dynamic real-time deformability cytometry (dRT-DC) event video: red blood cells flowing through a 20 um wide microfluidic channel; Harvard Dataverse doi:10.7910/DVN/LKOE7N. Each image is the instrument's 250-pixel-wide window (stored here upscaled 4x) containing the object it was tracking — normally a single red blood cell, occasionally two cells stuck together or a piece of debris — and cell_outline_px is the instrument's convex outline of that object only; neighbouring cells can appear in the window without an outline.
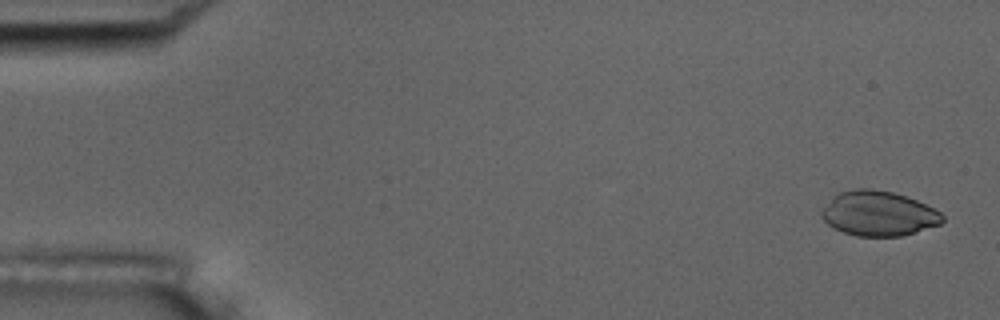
{"species": "common noctule bat (a hibernating species)", "species_latin": "Nyctalus noctula", "temperature_condition": "room temperature", "stored_images_in_passage": 53, "camera_frame_rate_fps": 3000, "um_per_image_px": 0.085, "animal": {"sex": "male", "body_mass_g": 17.5, "forearm_length_mm": 52.3}, "frame": {"image": 1, "passage_image": 2, "time_ms": 0.333, "image_size_px": [1000, 320], "cell_outline_px": [[944, 220], [940, 224], [900, 236], [856, 236], [832, 228], [820, 216], [820, 212], [832, 196], [840, 192], [856, 188], [872, 188], [892, 192], [916, 200], [940, 212], [944, 216]], "centroid_in_image_um": [74.63, 18.14], "position_along_channel_um": 10.4, "area_um2": 31.44}}